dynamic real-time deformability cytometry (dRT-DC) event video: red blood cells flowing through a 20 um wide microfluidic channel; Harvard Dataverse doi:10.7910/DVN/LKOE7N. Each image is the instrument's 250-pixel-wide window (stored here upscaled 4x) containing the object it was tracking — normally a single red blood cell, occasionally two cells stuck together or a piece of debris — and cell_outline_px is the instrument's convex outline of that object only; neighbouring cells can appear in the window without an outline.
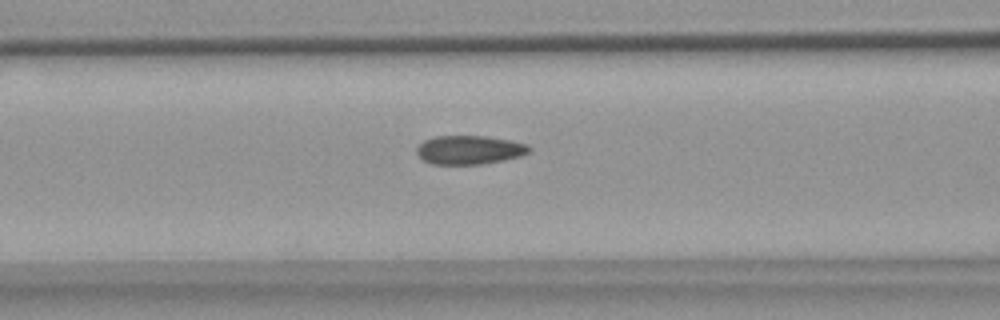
{"species": "common noctule bat (a hibernating species)", "species_latin": "Nyctalus noctula", "temperature_condition": "warm", "stored_images_in_passage": 55, "camera_frame_rate_fps": 3000, "um_per_image_px": 0.085, "animal": {"sex": "female", "body_mass_g": 18.4}, "frame": {"image": 1, "passage_image": 22, "time_ms": 7.0, "image_size_px": [1000, 320], "cell_outline_px": [[532, 148], [528, 152], [520, 156], [504, 160], [480, 164], [428, 164], [416, 152], [416, 148], [424, 140], [436, 136], [484, 136], [512, 140], [528, 144]], "centroid_in_image_um": [39.91, 12.74], "position_along_channel_um": 126.7, "area_um2": 18.9}}
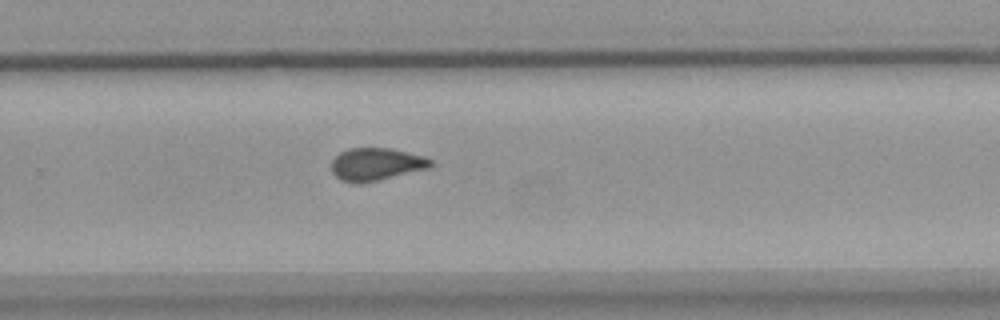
{"frame": {"image": 2, "passage_image": 36, "time_ms": 11.667, "image_size_px": [1000, 320], "cell_outline_px": [[432, 164], [428, 168], [360, 184], [352, 184], [340, 180], [332, 172], [332, 160], [340, 152], [348, 148], [392, 148], [424, 156], [432, 160]], "centroid_in_image_um": [31.94, 13.96], "position_along_channel_um": 297.9, "area_um2": 18.84}}
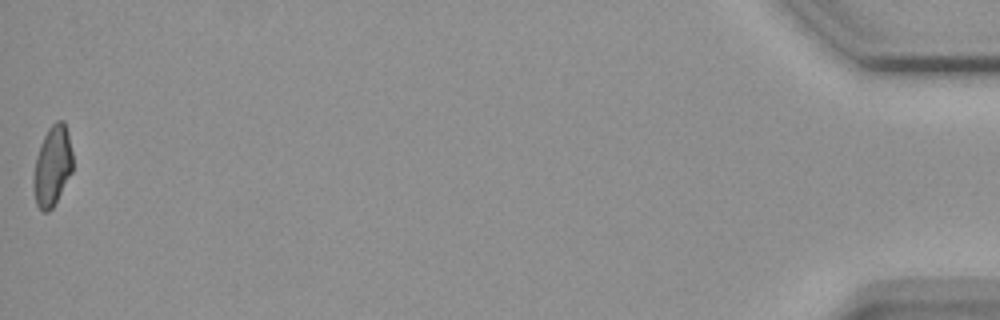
{"frame": {"image": 3, "passage_image": 55, "time_ms": 18.0, "image_size_px": [1000, 320], "cell_outline_px": [[72, 172], [52, 208], [48, 212], [44, 212], [36, 204], [32, 188], [32, 180], [36, 156], [40, 144], [48, 128], [56, 120], [64, 120], [68, 132], [72, 152]], "centroid_in_image_um": [4.43, 14.1], "position_along_channel_um": 430.8, "area_um2": 18.44}, "authors_computed_cell_mechanics": {"area_um2": 19.0162, "velocity_mm_per_s": 3.6862, "shape_relaxation_time_tau1_ms": null, "shape_relaxation_time_tau2_ms": 1.7696, "deformation_change_tau1": null, "deformation_change_tau2": 0.0692}}